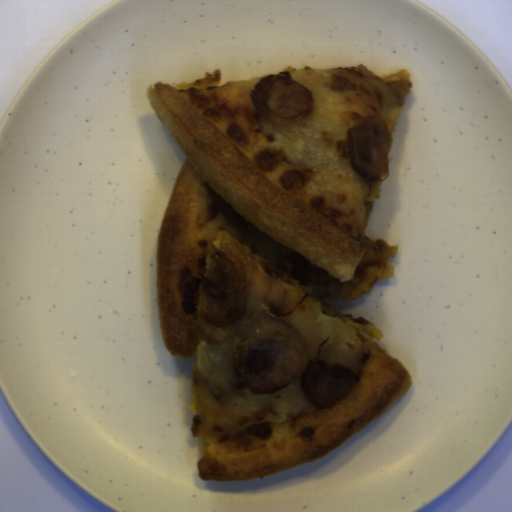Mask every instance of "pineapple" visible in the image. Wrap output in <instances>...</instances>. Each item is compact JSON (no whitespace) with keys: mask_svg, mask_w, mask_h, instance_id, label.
Wrapping results in <instances>:
<instances>
[{"mask_svg":"<svg viewBox=\"0 0 512 512\" xmlns=\"http://www.w3.org/2000/svg\"><path fill=\"white\" fill-rule=\"evenodd\" d=\"M279 331L289 334L304 343L300 334L279 322H264L252 325L249 322L231 324L224 343L208 344L201 341L196 348V362L199 373L212 398L224 404L234 397H243L251 402H263L270 394L256 395L241 385L237 375L235 353L246 340L269 332Z\"/></svg>","mask_w":512,"mask_h":512,"instance_id":"1","label":"pineapple"},{"mask_svg":"<svg viewBox=\"0 0 512 512\" xmlns=\"http://www.w3.org/2000/svg\"><path fill=\"white\" fill-rule=\"evenodd\" d=\"M314 311L317 321L315 328L317 335L327 344H333L344 353L357 352L361 347V340L357 335L356 326L343 322L338 317H329L322 314V304H315Z\"/></svg>","mask_w":512,"mask_h":512,"instance_id":"2","label":"pineapple"}]
</instances>
